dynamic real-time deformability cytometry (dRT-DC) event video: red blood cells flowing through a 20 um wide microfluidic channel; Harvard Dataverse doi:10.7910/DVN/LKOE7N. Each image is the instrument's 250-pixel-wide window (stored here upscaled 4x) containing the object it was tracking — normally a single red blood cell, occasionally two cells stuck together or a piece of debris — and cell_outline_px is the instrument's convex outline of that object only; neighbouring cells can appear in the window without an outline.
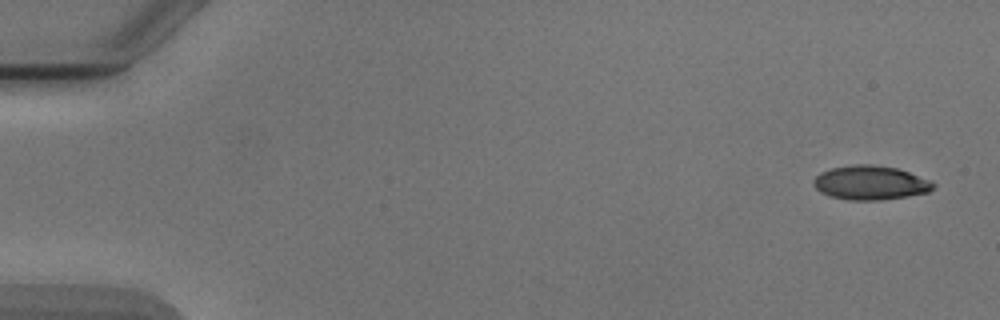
{"species": "Egyptian fruit bat (a non-hibernating species)", "species_latin": "Rousettus aegyptiacus", "temperature_condition": "cold", "stored_images_in_passage": 4, "camera_frame_rate_fps": 3000, "um_per_image_px": 0.085, "animal": {"sex": "male"}, "frame": {"image": 1, "passage_image": 1, "time_ms": 0.0, "image_size_px": [1000, 320], "cell_outline_px": [[936, 184], [928, 192], [880, 200], [848, 200], [832, 196], [820, 192], [812, 184], [812, 180], [820, 172], [832, 168], [852, 164], [872, 164], [896, 168], [908, 172], [928, 180]], "centroid_in_image_um": [73.92, 15.52], "position_along_channel_um": 11.1, "area_um2": 23.58}}